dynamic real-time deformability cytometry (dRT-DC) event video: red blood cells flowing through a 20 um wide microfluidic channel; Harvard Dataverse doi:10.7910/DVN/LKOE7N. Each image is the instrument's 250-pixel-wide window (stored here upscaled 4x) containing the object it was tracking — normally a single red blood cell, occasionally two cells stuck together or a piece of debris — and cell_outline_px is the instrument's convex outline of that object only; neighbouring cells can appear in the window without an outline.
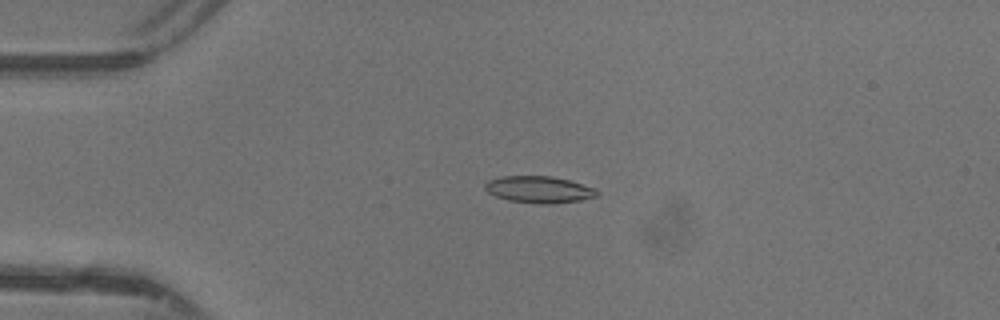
{"species": "common noctule bat (a hibernating species)", "species_latin": "Nyctalus noctula", "temperature_condition": "warm", "stored_images_in_passage": 48, "camera_frame_rate_fps": 3000, "um_per_image_px": 0.085, "animal": {"sex": "female"}, "frame": {"image": 1, "passage_image": 12, "time_ms": 3.667, "image_size_px": [1000, 320], "cell_outline_px": [[600, 192], [596, 196], [580, 200], [552, 204], [540, 204], [508, 200], [496, 196], [488, 192], [484, 188], [484, 184], [488, 180], [500, 176], [552, 176], [568, 180], [596, 188]], "centroid_in_image_um": [45.81, 16.1], "position_along_channel_um": 39.2, "area_um2": 17.51}}
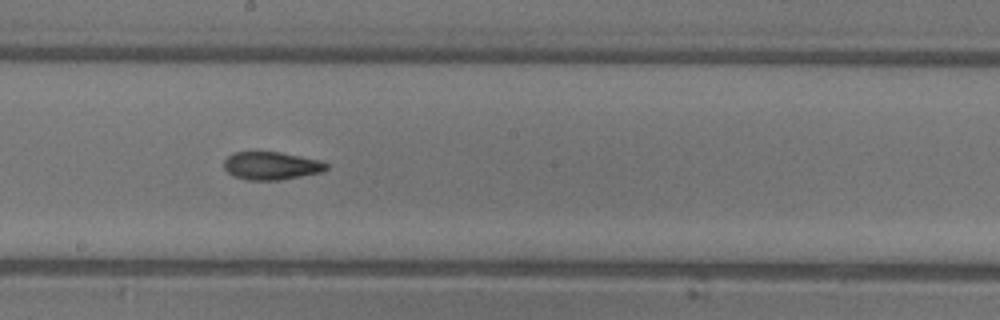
{"frame": {"image": 2, "passage_image": 27, "time_ms": 8.667, "image_size_px": [1000, 320], "cell_outline_px": [[328, 168], [320, 172], [280, 180], [248, 180], [232, 176], [224, 168], [224, 160], [232, 152], [280, 152], [320, 160], [328, 164]], "centroid_in_image_um": [23.03, 14.09], "position_along_channel_um": 225.2, "area_um2": 16.65}}
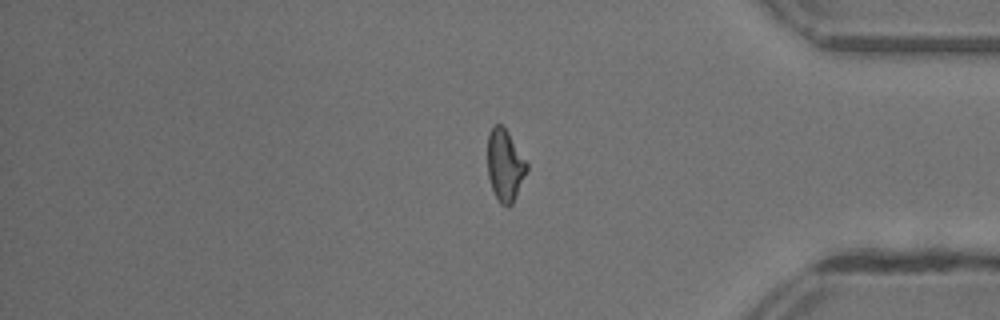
{"frame": {"image": 3, "passage_image": 40, "time_ms": 13.0, "image_size_px": [1000, 320], "cell_outline_px": [[528, 168], [512, 204], [508, 208], [500, 204], [492, 188], [488, 176], [488, 132], [496, 124], [500, 124], [508, 132], [528, 164]], "centroid_in_image_um": [42.91, 14.06], "position_along_channel_um": 392.3, "area_um2": 16.18}, "authors_computed_cell_mechanics": {"area_um2": 16.8776, "velocity_mm_per_s": 4.4062, "shape_relaxation_time_tau1_ms": 6.333, "shape_relaxation_time_tau2_ms": 2.2254, "deformation_change_tau1": 0.1941, "deformation_change_tau2": 0.0964}}